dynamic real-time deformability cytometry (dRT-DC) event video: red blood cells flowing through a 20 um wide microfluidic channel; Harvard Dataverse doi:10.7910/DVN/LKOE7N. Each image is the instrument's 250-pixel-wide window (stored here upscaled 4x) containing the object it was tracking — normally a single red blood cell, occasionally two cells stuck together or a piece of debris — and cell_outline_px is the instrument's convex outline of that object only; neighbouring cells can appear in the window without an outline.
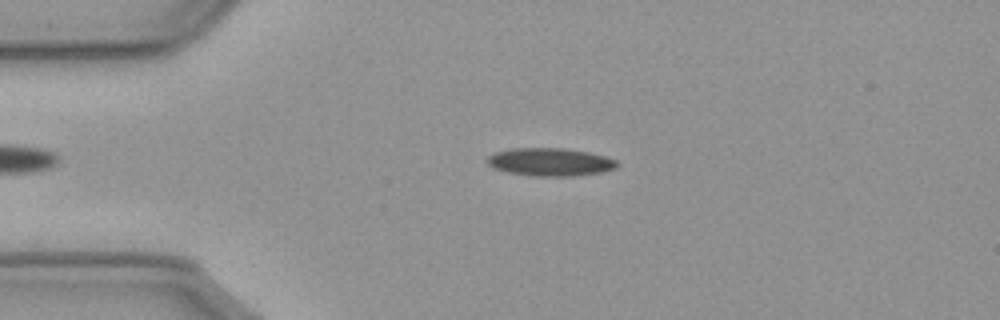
{"species": "common noctule bat (a hibernating species)", "species_latin": "Nyctalus noctula", "temperature_condition": "cold", "stored_images_in_passage": 48, "camera_frame_rate_fps": 3000, "um_per_image_px": 0.085, "animal": {"sex": "male", "body_mass_g": 23.1, "forearm_length_mm": 52.7}, "frame": {"image": 1, "passage_image": 9, "time_ms": 2.667, "image_size_px": [1000, 320], "cell_outline_px": [[620, 164], [616, 168], [600, 172], [572, 176], [532, 176], [508, 172], [492, 168], [484, 160], [488, 156], [496, 152], [516, 148], [564, 148], [588, 152], [604, 156], [616, 160]], "centroid_in_image_um": [46.74, 13.77], "position_along_channel_um": 38.3, "area_um2": 21.15}}
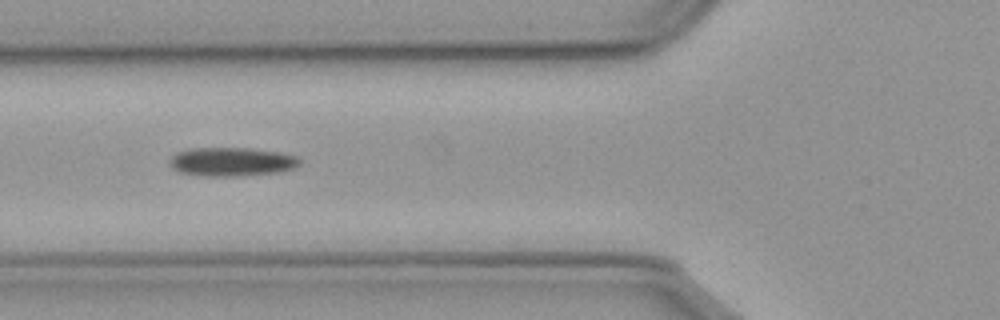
{"frame": {"image": 2, "passage_image": 17, "time_ms": 5.333, "image_size_px": [1000, 320], "cell_outline_px": [[300, 164], [296, 168], [280, 172], [236, 176], [204, 176], [180, 172], [172, 168], [168, 164], [168, 160], [176, 152], [188, 148], [248, 148], [280, 152], [296, 156], [300, 160]], "centroid_in_image_um": [19.67, 13.75], "position_along_channel_um": 106.1, "area_um2": 22.02}}
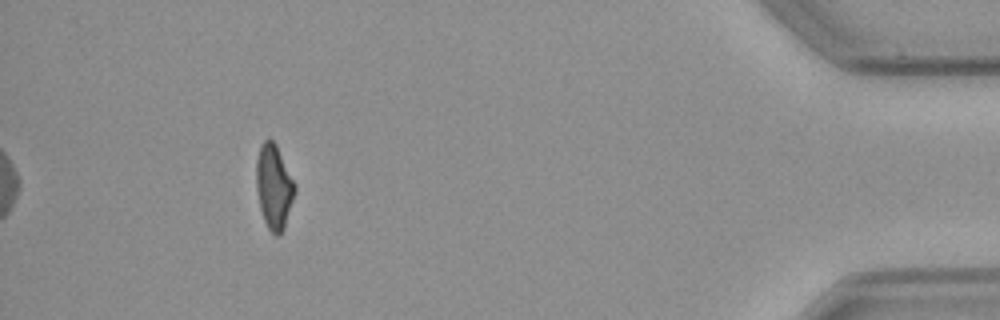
{"frame": {"image": 3, "passage_image": 48, "time_ms": 15.667, "image_size_px": [1000, 320], "cell_outline_px": [[296, 192], [284, 228], [280, 236], [276, 236], [268, 228], [264, 220], [260, 208], [256, 188], [256, 160], [260, 144], [268, 136], [276, 144], [296, 184]], "centroid_in_image_um": [23.29, 15.85], "position_along_channel_um": 411.9, "area_um2": 19.25}, "authors_computed_cell_mechanics": {"area_um2": 20.4323, "velocity_mm_per_s": 3.598, "shape_relaxation_time_tau1_ms": 4.5188, "shape_relaxation_time_tau2_ms": null, "deformation_change_tau1": 0.1276, "deformation_change_tau2": null}}